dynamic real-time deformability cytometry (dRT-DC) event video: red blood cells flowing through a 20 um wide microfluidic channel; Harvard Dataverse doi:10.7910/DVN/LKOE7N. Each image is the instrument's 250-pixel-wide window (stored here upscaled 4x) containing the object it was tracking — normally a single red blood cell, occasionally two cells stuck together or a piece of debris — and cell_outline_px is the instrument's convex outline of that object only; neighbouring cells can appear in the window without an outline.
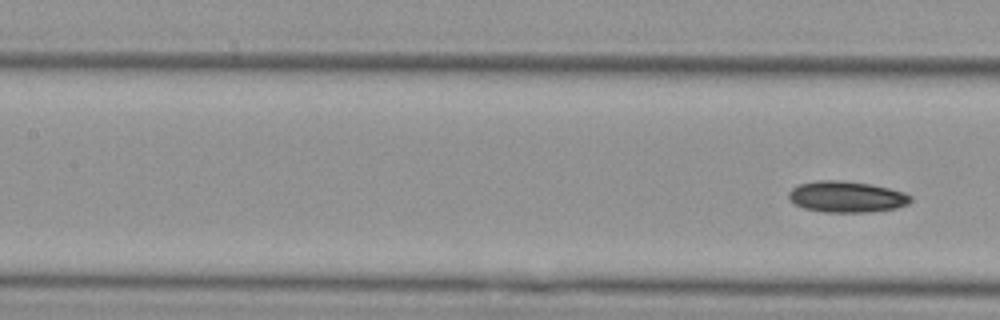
{"species": "Egyptian fruit bat (a non-hibernating species)", "species_latin": "Rousettus aegyptiacus", "temperature_condition": "cold", "stored_images_in_passage": 7, "segment_of_instrument_passage": [2, 2], "camera_frame_rate_fps": 3000, "um_per_image_px": 0.085, "animal": {"sex": "female"}, "frame": {"image": 1, "passage_image": 7, "time_ms": 2.0, "image_size_px": [1000, 320], "cell_outline_px": [[912, 200], [908, 204], [896, 208], [868, 212], [824, 212], [804, 208], [788, 200], [788, 192], [792, 188], [800, 184], [820, 180], [844, 180], [872, 184], [904, 192], [912, 196]], "centroid_in_image_um": [71.96, 16.72], "position_along_channel_um": 135.4, "area_um2": 22.25}}